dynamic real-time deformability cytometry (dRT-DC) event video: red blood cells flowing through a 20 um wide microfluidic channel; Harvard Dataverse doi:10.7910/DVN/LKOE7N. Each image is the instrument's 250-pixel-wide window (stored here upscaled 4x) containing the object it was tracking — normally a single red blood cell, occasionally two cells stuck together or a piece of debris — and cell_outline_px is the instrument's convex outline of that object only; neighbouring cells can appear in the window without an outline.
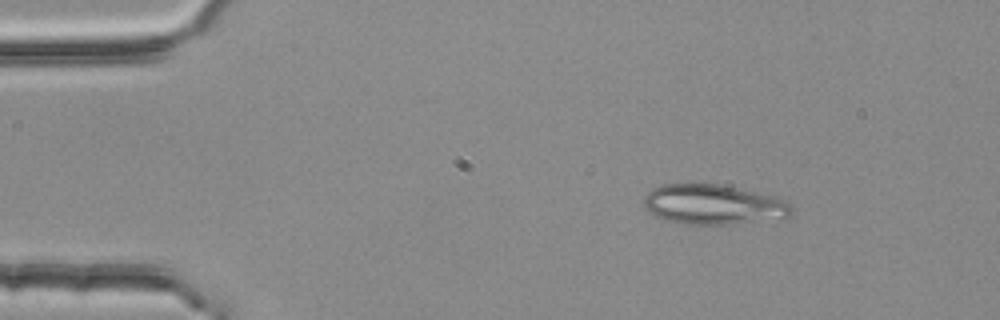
{"species": "common noctule bat (a hibernating species)", "species_latin": "Nyctalus noctula", "temperature_condition": "room temperature", "stored_images_in_passage": 3, "camera_frame_rate_fps": 3000, "um_per_image_px": 0.085, "animal": {"sex": "female", "body_mass_g": 25.1}, "frame": {"image": 1, "passage_image": 1, "time_ms": 0.0, "image_size_px": [1000, 320], "cell_outline_px": [[792, 212], [788, 216], [724, 224], [688, 224], [664, 220], [648, 212], [644, 208], [644, 196], [652, 188], [664, 184], [720, 184], [776, 196], [788, 200], [792, 204]], "centroid_in_image_um": [60.6, 17.36], "position_along_channel_um": 24.4, "area_um2": 34.16}}